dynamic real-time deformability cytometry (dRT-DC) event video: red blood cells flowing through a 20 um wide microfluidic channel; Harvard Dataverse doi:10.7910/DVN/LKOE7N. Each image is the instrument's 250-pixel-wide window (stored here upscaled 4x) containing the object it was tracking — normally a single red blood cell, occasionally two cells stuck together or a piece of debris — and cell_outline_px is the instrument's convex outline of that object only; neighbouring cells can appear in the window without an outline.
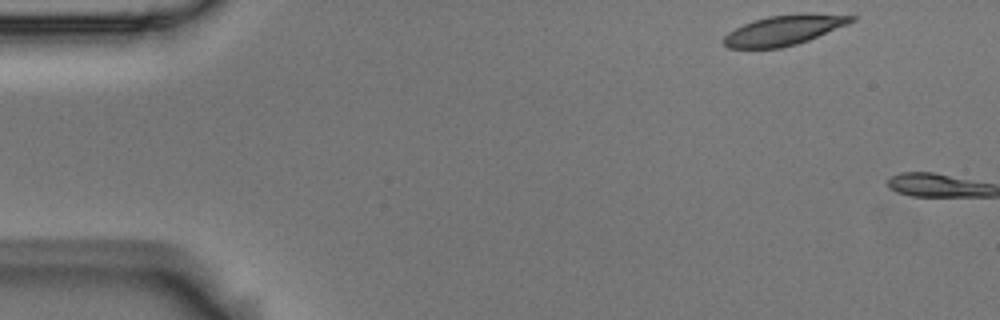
{"species": "Egyptian fruit bat (a non-hibernating species)", "species_latin": "Rousettus aegyptiacus", "temperature_condition": "room temperature", "stored_images_in_passage": 2, "camera_frame_rate_fps": 3000, "um_per_image_px": 0.085, "animal": {"sex": "male"}, "frame": {"image": 1, "passage_image": 1, "time_ms": 0.0, "image_size_px": [1000, 320], "cell_outline_px": [[856, 20], [848, 24], [808, 40], [796, 44], [780, 48], [728, 48], [720, 40], [728, 32], [752, 20], [768, 16], [804, 12], [812, 12], [856, 16]], "centroid_in_image_um": [66.64, 2.54], "position_along_channel_um": 18.4, "area_um2": 22.6}}